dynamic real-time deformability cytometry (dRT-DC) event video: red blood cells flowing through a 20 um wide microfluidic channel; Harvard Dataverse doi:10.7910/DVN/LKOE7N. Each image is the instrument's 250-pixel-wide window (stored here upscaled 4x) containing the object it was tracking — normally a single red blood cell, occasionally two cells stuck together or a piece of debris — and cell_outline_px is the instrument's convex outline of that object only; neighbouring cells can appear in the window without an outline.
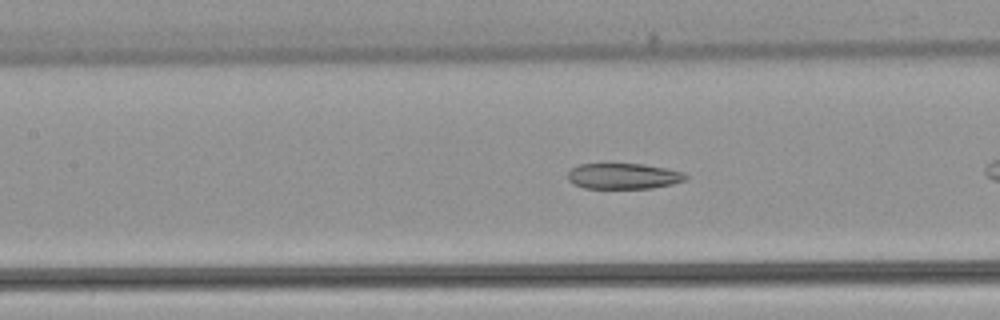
{"species": "common noctule bat (a hibernating species)", "species_latin": "Nyctalus noctula", "temperature_condition": "warm", "stored_images_in_passage": 26, "camera_frame_rate_fps": 3000, "um_per_image_px": 0.085, "animal": {"sex": "female", "body_mass_g": 22.7, "forearm_length_mm": 54.2}, "frame": {"image": 1, "passage_image": 8, "time_ms": 2.333, "image_size_px": [1000, 320], "cell_outline_px": [[688, 176], [684, 180], [672, 184], [652, 188], [584, 188], [572, 184], [568, 180], [568, 172], [572, 168], [580, 164], [644, 164], [668, 168], [684, 172]], "centroid_in_image_um": [52.99, 14.97], "position_along_channel_um": 154.4, "area_um2": 17.74}}
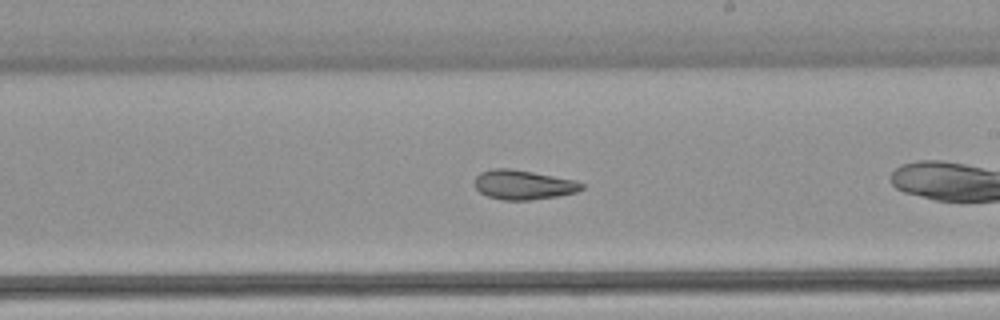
{"frame": {"image": 2, "passage_image": 15, "time_ms": 4.667, "image_size_px": [1000, 320], "cell_outline_px": [[584, 188], [576, 192], [556, 196], [528, 200], [504, 200], [488, 196], [480, 192], [476, 188], [476, 176], [480, 172], [492, 168], [508, 168], [532, 172], [576, 180], [584, 184]], "centroid_in_image_um": [44.49, 15.7], "position_along_channel_um": 244.5, "area_um2": 18.21}}
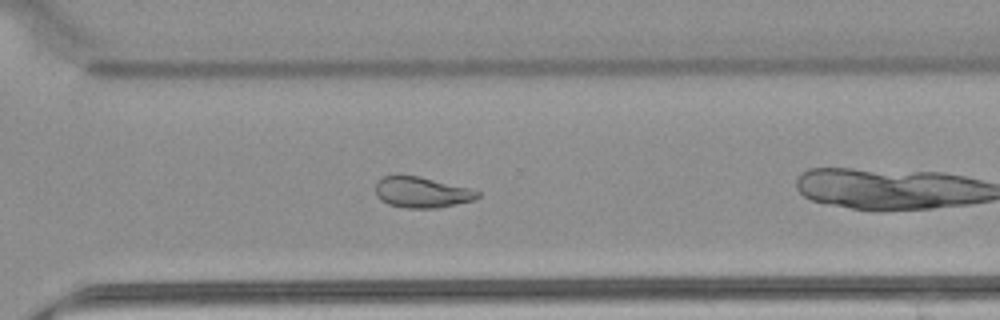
{"frame": {"image": 3, "passage_image": 22, "time_ms": 7.0, "image_size_px": [1000, 320], "cell_outline_px": [[480, 196], [476, 200], [436, 208], [404, 208], [388, 204], [380, 200], [376, 196], [376, 180], [384, 176], [420, 176], [468, 188], [480, 192]], "centroid_in_image_um": [35.84, 16.36], "position_along_channel_um": 334.8, "area_um2": 18.32}}